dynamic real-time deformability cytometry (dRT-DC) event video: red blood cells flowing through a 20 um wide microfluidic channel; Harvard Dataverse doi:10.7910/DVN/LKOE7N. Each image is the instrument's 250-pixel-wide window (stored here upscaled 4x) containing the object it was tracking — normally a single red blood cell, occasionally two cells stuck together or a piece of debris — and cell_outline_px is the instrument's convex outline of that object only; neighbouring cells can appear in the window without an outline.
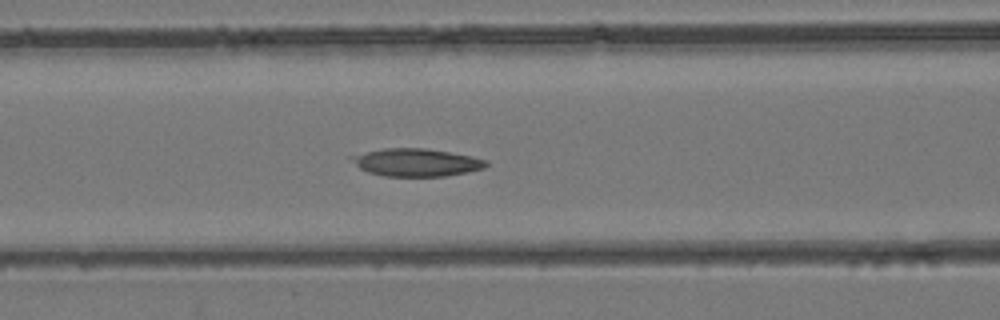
{"species": "common noctule bat (a hibernating species)", "species_latin": "Nyctalus noctula", "temperature_condition": "room temperature", "stored_images_in_passage": 44, "camera_frame_rate_fps": 3000, "um_per_image_px": 0.085, "animal": {"sex": "female", "body_mass_g": 24.6, "forearm_length_mm": 56.2}, "frame": {"image": 1, "passage_image": 18, "time_ms": 5.667, "image_size_px": [1000, 320], "cell_outline_px": [[488, 164], [484, 168], [444, 176], [384, 176], [368, 172], [360, 168], [348, 156], [384, 148], [428, 148], [472, 156], [488, 160]], "centroid_in_image_um": [35.39, 13.79], "position_along_channel_um": 131.2, "area_um2": 21.62}}
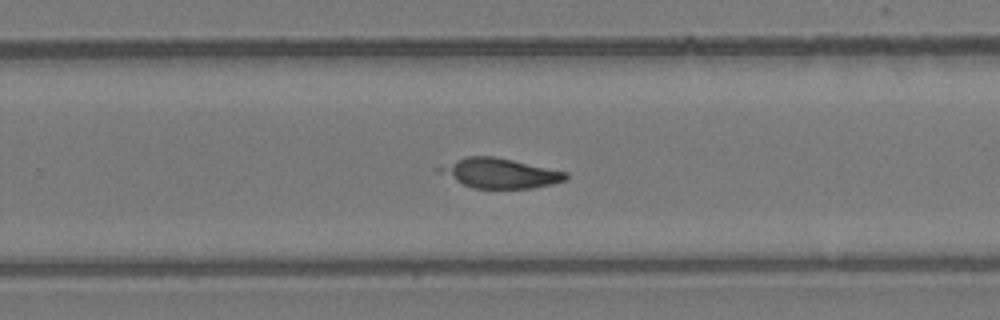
{"frame": {"image": 2, "passage_image": 28, "time_ms": 9.0, "image_size_px": [1000, 320], "cell_outline_px": [[568, 180], [536, 188], [472, 188], [456, 180], [448, 172], [448, 168], [456, 160], [468, 156], [492, 156], [512, 160], [568, 172]], "centroid_in_image_um": [42.76, 14.74], "position_along_channel_um": 287.0, "area_um2": 20.69}}
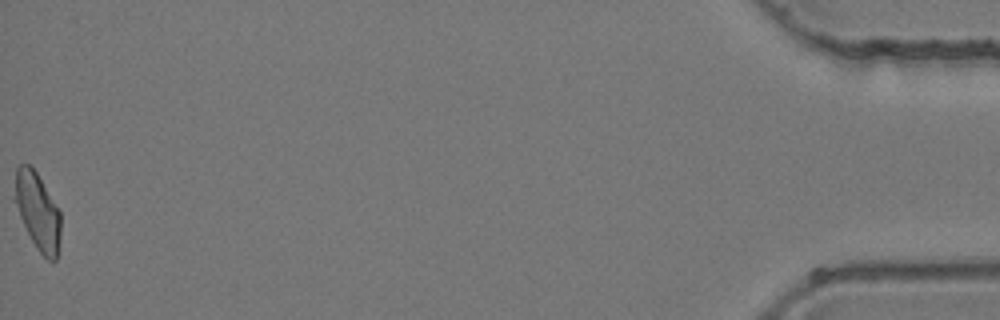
{"frame": {"image": 3, "passage_image": 44, "time_ms": 14.333, "image_size_px": [1000, 320], "cell_outline_px": [[60, 236], [56, 260], [48, 260], [36, 248], [12, 200], [16, 168], [20, 164], [28, 164], [36, 172], [60, 212]], "centroid_in_image_um": [3.16, 17.94], "position_along_channel_um": 432.0, "area_um2": 20.46}}